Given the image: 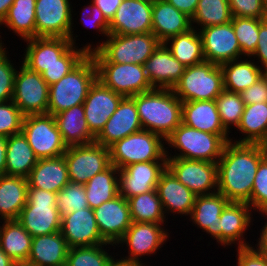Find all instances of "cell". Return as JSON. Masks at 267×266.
I'll return each instance as SVG.
<instances>
[{"mask_svg": "<svg viewBox=\"0 0 267 266\" xmlns=\"http://www.w3.org/2000/svg\"><path fill=\"white\" fill-rule=\"evenodd\" d=\"M266 155V145L227 142L217 162V192L230 202L247 203L259 163Z\"/></svg>", "mask_w": 267, "mask_h": 266, "instance_id": "cell-1", "label": "cell"}, {"mask_svg": "<svg viewBox=\"0 0 267 266\" xmlns=\"http://www.w3.org/2000/svg\"><path fill=\"white\" fill-rule=\"evenodd\" d=\"M132 98L143 130L166 140L182 123V101L172 89L153 88Z\"/></svg>", "mask_w": 267, "mask_h": 266, "instance_id": "cell-2", "label": "cell"}, {"mask_svg": "<svg viewBox=\"0 0 267 266\" xmlns=\"http://www.w3.org/2000/svg\"><path fill=\"white\" fill-rule=\"evenodd\" d=\"M101 42V43H100ZM152 33L133 35L109 34L106 40L97 44L87 43L83 48L91 54L95 63L141 64L153 54L160 45Z\"/></svg>", "mask_w": 267, "mask_h": 266, "instance_id": "cell-3", "label": "cell"}, {"mask_svg": "<svg viewBox=\"0 0 267 266\" xmlns=\"http://www.w3.org/2000/svg\"><path fill=\"white\" fill-rule=\"evenodd\" d=\"M229 135L211 134L181 123L165 140L166 145H168L166 147V157L217 163L222 156L224 146L231 140ZM168 148L175 149V154L172 150L169 152Z\"/></svg>", "mask_w": 267, "mask_h": 266, "instance_id": "cell-4", "label": "cell"}, {"mask_svg": "<svg viewBox=\"0 0 267 266\" xmlns=\"http://www.w3.org/2000/svg\"><path fill=\"white\" fill-rule=\"evenodd\" d=\"M97 80V67L89 53L75 68L49 86L48 114L55 115L82 105L90 87Z\"/></svg>", "mask_w": 267, "mask_h": 266, "instance_id": "cell-5", "label": "cell"}, {"mask_svg": "<svg viewBox=\"0 0 267 266\" xmlns=\"http://www.w3.org/2000/svg\"><path fill=\"white\" fill-rule=\"evenodd\" d=\"M164 141L148 130L130 134L109 147L110 163L121 170L138 162L167 161Z\"/></svg>", "mask_w": 267, "mask_h": 266, "instance_id": "cell-6", "label": "cell"}, {"mask_svg": "<svg viewBox=\"0 0 267 266\" xmlns=\"http://www.w3.org/2000/svg\"><path fill=\"white\" fill-rule=\"evenodd\" d=\"M57 193L28 188L27 203L18 222L32 237L56 233L61 230V216L57 210Z\"/></svg>", "mask_w": 267, "mask_h": 266, "instance_id": "cell-7", "label": "cell"}, {"mask_svg": "<svg viewBox=\"0 0 267 266\" xmlns=\"http://www.w3.org/2000/svg\"><path fill=\"white\" fill-rule=\"evenodd\" d=\"M172 90L182 102L215 100L224 90L222 68L209 61L186 67Z\"/></svg>", "mask_w": 267, "mask_h": 266, "instance_id": "cell-8", "label": "cell"}, {"mask_svg": "<svg viewBox=\"0 0 267 266\" xmlns=\"http://www.w3.org/2000/svg\"><path fill=\"white\" fill-rule=\"evenodd\" d=\"M165 224L132 222L130 227L122 238L115 244L128 249L126 256H119L121 260L131 263L135 266H151L143 262L141 258L156 255L157 250L163 247L169 240V229H165ZM141 259V260H140Z\"/></svg>", "mask_w": 267, "mask_h": 266, "instance_id": "cell-9", "label": "cell"}, {"mask_svg": "<svg viewBox=\"0 0 267 266\" xmlns=\"http://www.w3.org/2000/svg\"><path fill=\"white\" fill-rule=\"evenodd\" d=\"M71 3L70 0H36L35 37L69 38L77 46Z\"/></svg>", "mask_w": 267, "mask_h": 266, "instance_id": "cell-10", "label": "cell"}, {"mask_svg": "<svg viewBox=\"0 0 267 266\" xmlns=\"http://www.w3.org/2000/svg\"><path fill=\"white\" fill-rule=\"evenodd\" d=\"M21 132L38 159L59 157L67 150L52 114L25 116Z\"/></svg>", "mask_w": 267, "mask_h": 266, "instance_id": "cell-11", "label": "cell"}, {"mask_svg": "<svg viewBox=\"0 0 267 266\" xmlns=\"http://www.w3.org/2000/svg\"><path fill=\"white\" fill-rule=\"evenodd\" d=\"M97 79L123 97H133L153 89L141 64L95 63Z\"/></svg>", "mask_w": 267, "mask_h": 266, "instance_id": "cell-12", "label": "cell"}, {"mask_svg": "<svg viewBox=\"0 0 267 266\" xmlns=\"http://www.w3.org/2000/svg\"><path fill=\"white\" fill-rule=\"evenodd\" d=\"M15 75L12 101L24 116L46 114L48 111L49 85L42 75L30 70L21 62Z\"/></svg>", "mask_w": 267, "mask_h": 266, "instance_id": "cell-13", "label": "cell"}, {"mask_svg": "<svg viewBox=\"0 0 267 266\" xmlns=\"http://www.w3.org/2000/svg\"><path fill=\"white\" fill-rule=\"evenodd\" d=\"M70 182L86 184L94 175L107 169L110 163V150L96 142L67 147L63 154Z\"/></svg>", "mask_w": 267, "mask_h": 266, "instance_id": "cell-14", "label": "cell"}, {"mask_svg": "<svg viewBox=\"0 0 267 266\" xmlns=\"http://www.w3.org/2000/svg\"><path fill=\"white\" fill-rule=\"evenodd\" d=\"M167 169L195 195L217 192V163L202 160L167 157Z\"/></svg>", "mask_w": 267, "mask_h": 266, "instance_id": "cell-15", "label": "cell"}, {"mask_svg": "<svg viewBox=\"0 0 267 266\" xmlns=\"http://www.w3.org/2000/svg\"><path fill=\"white\" fill-rule=\"evenodd\" d=\"M197 30L202 40L205 61L221 65L243 58L231 21Z\"/></svg>", "mask_w": 267, "mask_h": 266, "instance_id": "cell-16", "label": "cell"}, {"mask_svg": "<svg viewBox=\"0 0 267 266\" xmlns=\"http://www.w3.org/2000/svg\"><path fill=\"white\" fill-rule=\"evenodd\" d=\"M252 208L245 202H229L222 210L219 222V245L224 248L229 246L249 247L245 233L253 224ZM252 222V223H251ZM234 244V245H232Z\"/></svg>", "mask_w": 267, "mask_h": 266, "instance_id": "cell-17", "label": "cell"}, {"mask_svg": "<svg viewBox=\"0 0 267 266\" xmlns=\"http://www.w3.org/2000/svg\"><path fill=\"white\" fill-rule=\"evenodd\" d=\"M167 161H149L130 164L119 170V194L127 200L156 189Z\"/></svg>", "mask_w": 267, "mask_h": 266, "instance_id": "cell-18", "label": "cell"}, {"mask_svg": "<svg viewBox=\"0 0 267 266\" xmlns=\"http://www.w3.org/2000/svg\"><path fill=\"white\" fill-rule=\"evenodd\" d=\"M101 237L115 245L130 227L132 220L128 200L120 194L93 209Z\"/></svg>", "mask_w": 267, "mask_h": 266, "instance_id": "cell-19", "label": "cell"}, {"mask_svg": "<svg viewBox=\"0 0 267 266\" xmlns=\"http://www.w3.org/2000/svg\"><path fill=\"white\" fill-rule=\"evenodd\" d=\"M123 96L105 87L98 79L90 87L83 103L90 133L96 138L116 111Z\"/></svg>", "mask_w": 267, "mask_h": 266, "instance_id": "cell-20", "label": "cell"}, {"mask_svg": "<svg viewBox=\"0 0 267 266\" xmlns=\"http://www.w3.org/2000/svg\"><path fill=\"white\" fill-rule=\"evenodd\" d=\"M27 43L22 62L30 70L42 74L54 64H62V55L73 45L69 38L35 37Z\"/></svg>", "mask_w": 267, "mask_h": 266, "instance_id": "cell-21", "label": "cell"}, {"mask_svg": "<svg viewBox=\"0 0 267 266\" xmlns=\"http://www.w3.org/2000/svg\"><path fill=\"white\" fill-rule=\"evenodd\" d=\"M153 5L139 0H122L109 22V34L133 35L152 30Z\"/></svg>", "mask_w": 267, "mask_h": 266, "instance_id": "cell-22", "label": "cell"}, {"mask_svg": "<svg viewBox=\"0 0 267 266\" xmlns=\"http://www.w3.org/2000/svg\"><path fill=\"white\" fill-rule=\"evenodd\" d=\"M60 232L69 248L107 243L101 237L93 209L90 207L63 216Z\"/></svg>", "mask_w": 267, "mask_h": 266, "instance_id": "cell-23", "label": "cell"}, {"mask_svg": "<svg viewBox=\"0 0 267 266\" xmlns=\"http://www.w3.org/2000/svg\"><path fill=\"white\" fill-rule=\"evenodd\" d=\"M143 130L137 106L132 97H123L116 111L106 122L95 142L110 147L116 141Z\"/></svg>", "mask_w": 267, "mask_h": 266, "instance_id": "cell-24", "label": "cell"}, {"mask_svg": "<svg viewBox=\"0 0 267 266\" xmlns=\"http://www.w3.org/2000/svg\"><path fill=\"white\" fill-rule=\"evenodd\" d=\"M185 68L164 43H160L144 63L146 76L151 86L159 89H173L181 79Z\"/></svg>", "mask_w": 267, "mask_h": 266, "instance_id": "cell-25", "label": "cell"}, {"mask_svg": "<svg viewBox=\"0 0 267 266\" xmlns=\"http://www.w3.org/2000/svg\"><path fill=\"white\" fill-rule=\"evenodd\" d=\"M156 190L167 219L169 214L190 216L197 195L178 181L167 168L161 174Z\"/></svg>", "mask_w": 267, "mask_h": 266, "instance_id": "cell-26", "label": "cell"}, {"mask_svg": "<svg viewBox=\"0 0 267 266\" xmlns=\"http://www.w3.org/2000/svg\"><path fill=\"white\" fill-rule=\"evenodd\" d=\"M230 201L221 193L196 196L189 221L216 240L219 245V220L222 210Z\"/></svg>", "mask_w": 267, "mask_h": 266, "instance_id": "cell-27", "label": "cell"}, {"mask_svg": "<svg viewBox=\"0 0 267 266\" xmlns=\"http://www.w3.org/2000/svg\"><path fill=\"white\" fill-rule=\"evenodd\" d=\"M190 29H192L191 18L166 0H159L153 5L151 32L161 43Z\"/></svg>", "mask_w": 267, "mask_h": 266, "instance_id": "cell-28", "label": "cell"}, {"mask_svg": "<svg viewBox=\"0 0 267 266\" xmlns=\"http://www.w3.org/2000/svg\"><path fill=\"white\" fill-rule=\"evenodd\" d=\"M69 251L61 232L32 238L27 264L30 266H65Z\"/></svg>", "mask_w": 267, "mask_h": 266, "instance_id": "cell-29", "label": "cell"}, {"mask_svg": "<svg viewBox=\"0 0 267 266\" xmlns=\"http://www.w3.org/2000/svg\"><path fill=\"white\" fill-rule=\"evenodd\" d=\"M27 179L28 188L58 193L70 182L64 155L55 158L39 159Z\"/></svg>", "mask_w": 267, "mask_h": 266, "instance_id": "cell-30", "label": "cell"}, {"mask_svg": "<svg viewBox=\"0 0 267 266\" xmlns=\"http://www.w3.org/2000/svg\"><path fill=\"white\" fill-rule=\"evenodd\" d=\"M182 123L211 134H230L222 125L215 100L182 102Z\"/></svg>", "mask_w": 267, "mask_h": 266, "instance_id": "cell-31", "label": "cell"}, {"mask_svg": "<svg viewBox=\"0 0 267 266\" xmlns=\"http://www.w3.org/2000/svg\"><path fill=\"white\" fill-rule=\"evenodd\" d=\"M63 142L69 146L95 142L85 119L84 106L77 105L53 115Z\"/></svg>", "mask_w": 267, "mask_h": 266, "instance_id": "cell-32", "label": "cell"}, {"mask_svg": "<svg viewBox=\"0 0 267 266\" xmlns=\"http://www.w3.org/2000/svg\"><path fill=\"white\" fill-rule=\"evenodd\" d=\"M28 179L0 176V221L17 220L27 203Z\"/></svg>", "mask_w": 267, "mask_h": 266, "instance_id": "cell-33", "label": "cell"}, {"mask_svg": "<svg viewBox=\"0 0 267 266\" xmlns=\"http://www.w3.org/2000/svg\"><path fill=\"white\" fill-rule=\"evenodd\" d=\"M236 130L243 137H239V139L232 137L231 142L267 146V102L245 105Z\"/></svg>", "mask_w": 267, "mask_h": 266, "instance_id": "cell-34", "label": "cell"}, {"mask_svg": "<svg viewBox=\"0 0 267 266\" xmlns=\"http://www.w3.org/2000/svg\"><path fill=\"white\" fill-rule=\"evenodd\" d=\"M220 66L223 71L224 89L235 93L246 90L265 73L251 57L228 61Z\"/></svg>", "mask_w": 267, "mask_h": 266, "instance_id": "cell-35", "label": "cell"}, {"mask_svg": "<svg viewBox=\"0 0 267 266\" xmlns=\"http://www.w3.org/2000/svg\"><path fill=\"white\" fill-rule=\"evenodd\" d=\"M38 160L22 132L7 138L6 175L27 178Z\"/></svg>", "mask_w": 267, "mask_h": 266, "instance_id": "cell-36", "label": "cell"}, {"mask_svg": "<svg viewBox=\"0 0 267 266\" xmlns=\"http://www.w3.org/2000/svg\"><path fill=\"white\" fill-rule=\"evenodd\" d=\"M3 222V223H2ZM0 248L15 262L26 263L32 236L18 220L0 221Z\"/></svg>", "mask_w": 267, "mask_h": 266, "instance_id": "cell-37", "label": "cell"}, {"mask_svg": "<svg viewBox=\"0 0 267 266\" xmlns=\"http://www.w3.org/2000/svg\"><path fill=\"white\" fill-rule=\"evenodd\" d=\"M86 198L91 209L99 207L119 195V169L110 165L85 184Z\"/></svg>", "mask_w": 267, "mask_h": 266, "instance_id": "cell-38", "label": "cell"}, {"mask_svg": "<svg viewBox=\"0 0 267 266\" xmlns=\"http://www.w3.org/2000/svg\"><path fill=\"white\" fill-rule=\"evenodd\" d=\"M35 6L36 0H14L0 27L5 25L22 41L35 38Z\"/></svg>", "mask_w": 267, "mask_h": 266, "instance_id": "cell-39", "label": "cell"}, {"mask_svg": "<svg viewBox=\"0 0 267 266\" xmlns=\"http://www.w3.org/2000/svg\"><path fill=\"white\" fill-rule=\"evenodd\" d=\"M164 44L185 67L205 61L203 44L197 29L192 28L186 33L173 36L166 40Z\"/></svg>", "mask_w": 267, "mask_h": 266, "instance_id": "cell-40", "label": "cell"}, {"mask_svg": "<svg viewBox=\"0 0 267 266\" xmlns=\"http://www.w3.org/2000/svg\"><path fill=\"white\" fill-rule=\"evenodd\" d=\"M128 203L132 222L157 224L168 222L156 189L133 196L128 199Z\"/></svg>", "mask_w": 267, "mask_h": 266, "instance_id": "cell-41", "label": "cell"}, {"mask_svg": "<svg viewBox=\"0 0 267 266\" xmlns=\"http://www.w3.org/2000/svg\"><path fill=\"white\" fill-rule=\"evenodd\" d=\"M231 20L232 13L228 0H199L194 16L191 18V25L194 29H202L226 24Z\"/></svg>", "mask_w": 267, "mask_h": 266, "instance_id": "cell-42", "label": "cell"}, {"mask_svg": "<svg viewBox=\"0 0 267 266\" xmlns=\"http://www.w3.org/2000/svg\"><path fill=\"white\" fill-rule=\"evenodd\" d=\"M109 246H113V249L116 248L115 245L110 243L89 247L69 248L65 266H108L116 257L115 252H109L111 251ZM107 248H109V250H107Z\"/></svg>", "mask_w": 267, "mask_h": 266, "instance_id": "cell-43", "label": "cell"}, {"mask_svg": "<svg viewBox=\"0 0 267 266\" xmlns=\"http://www.w3.org/2000/svg\"><path fill=\"white\" fill-rule=\"evenodd\" d=\"M215 102L223 127L231 133V127L237 128L244 112L245 104L240 93L224 89L215 99Z\"/></svg>", "mask_w": 267, "mask_h": 266, "instance_id": "cell-44", "label": "cell"}, {"mask_svg": "<svg viewBox=\"0 0 267 266\" xmlns=\"http://www.w3.org/2000/svg\"><path fill=\"white\" fill-rule=\"evenodd\" d=\"M264 19L232 17L231 23L243 57H251L258 42L259 25Z\"/></svg>", "mask_w": 267, "mask_h": 266, "instance_id": "cell-45", "label": "cell"}, {"mask_svg": "<svg viewBox=\"0 0 267 266\" xmlns=\"http://www.w3.org/2000/svg\"><path fill=\"white\" fill-rule=\"evenodd\" d=\"M57 210L61 216L88 208L84 184L69 182L57 193Z\"/></svg>", "mask_w": 267, "mask_h": 266, "instance_id": "cell-46", "label": "cell"}, {"mask_svg": "<svg viewBox=\"0 0 267 266\" xmlns=\"http://www.w3.org/2000/svg\"><path fill=\"white\" fill-rule=\"evenodd\" d=\"M89 53L82 47L72 45L63 55L62 64L48 67L41 75L49 86L75 68Z\"/></svg>", "mask_w": 267, "mask_h": 266, "instance_id": "cell-47", "label": "cell"}, {"mask_svg": "<svg viewBox=\"0 0 267 266\" xmlns=\"http://www.w3.org/2000/svg\"><path fill=\"white\" fill-rule=\"evenodd\" d=\"M10 58L7 46H0V102L11 101L14 94L17 67Z\"/></svg>", "mask_w": 267, "mask_h": 266, "instance_id": "cell-48", "label": "cell"}, {"mask_svg": "<svg viewBox=\"0 0 267 266\" xmlns=\"http://www.w3.org/2000/svg\"><path fill=\"white\" fill-rule=\"evenodd\" d=\"M24 115L14 102H0V136L9 137L21 133Z\"/></svg>", "mask_w": 267, "mask_h": 266, "instance_id": "cell-49", "label": "cell"}, {"mask_svg": "<svg viewBox=\"0 0 267 266\" xmlns=\"http://www.w3.org/2000/svg\"><path fill=\"white\" fill-rule=\"evenodd\" d=\"M256 213L267 210V155L260 161L252 187L250 200L247 202Z\"/></svg>", "mask_w": 267, "mask_h": 266, "instance_id": "cell-50", "label": "cell"}, {"mask_svg": "<svg viewBox=\"0 0 267 266\" xmlns=\"http://www.w3.org/2000/svg\"><path fill=\"white\" fill-rule=\"evenodd\" d=\"M232 17L267 19L265 0H228Z\"/></svg>", "mask_w": 267, "mask_h": 266, "instance_id": "cell-51", "label": "cell"}, {"mask_svg": "<svg viewBox=\"0 0 267 266\" xmlns=\"http://www.w3.org/2000/svg\"><path fill=\"white\" fill-rule=\"evenodd\" d=\"M81 15L80 22L81 24L86 25L87 29H94L96 33L101 34L100 36H104L107 39L109 35V22L103 16L102 11L90 1V5L88 2L87 6H83L82 12L79 13ZM89 21V22H88ZM88 24V25H87Z\"/></svg>", "mask_w": 267, "mask_h": 266, "instance_id": "cell-52", "label": "cell"}, {"mask_svg": "<svg viewBox=\"0 0 267 266\" xmlns=\"http://www.w3.org/2000/svg\"><path fill=\"white\" fill-rule=\"evenodd\" d=\"M241 98L245 105L267 102V73L241 93Z\"/></svg>", "mask_w": 267, "mask_h": 266, "instance_id": "cell-53", "label": "cell"}, {"mask_svg": "<svg viewBox=\"0 0 267 266\" xmlns=\"http://www.w3.org/2000/svg\"><path fill=\"white\" fill-rule=\"evenodd\" d=\"M236 266H267V257L258 253L252 246L236 248Z\"/></svg>", "mask_w": 267, "mask_h": 266, "instance_id": "cell-54", "label": "cell"}, {"mask_svg": "<svg viewBox=\"0 0 267 266\" xmlns=\"http://www.w3.org/2000/svg\"><path fill=\"white\" fill-rule=\"evenodd\" d=\"M258 42L255 52L251 56L266 73H267V19H264L259 25ZM257 58V59H255Z\"/></svg>", "mask_w": 267, "mask_h": 266, "instance_id": "cell-55", "label": "cell"}, {"mask_svg": "<svg viewBox=\"0 0 267 266\" xmlns=\"http://www.w3.org/2000/svg\"><path fill=\"white\" fill-rule=\"evenodd\" d=\"M101 11L108 22L112 20L122 0H90Z\"/></svg>", "mask_w": 267, "mask_h": 266, "instance_id": "cell-56", "label": "cell"}, {"mask_svg": "<svg viewBox=\"0 0 267 266\" xmlns=\"http://www.w3.org/2000/svg\"><path fill=\"white\" fill-rule=\"evenodd\" d=\"M172 4L177 10L185 13L188 17L192 18L196 11L199 0H166Z\"/></svg>", "mask_w": 267, "mask_h": 266, "instance_id": "cell-57", "label": "cell"}, {"mask_svg": "<svg viewBox=\"0 0 267 266\" xmlns=\"http://www.w3.org/2000/svg\"><path fill=\"white\" fill-rule=\"evenodd\" d=\"M258 214L261 215V218L264 216V218L267 219V210L258 212ZM259 232H260V237L257 239V243L255 244L256 248L254 246L252 247L258 253L267 257V221L265 222V224L263 225V227L260 229Z\"/></svg>", "mask_w": 267, "mask_h": 266, "instance_id": "cell-58", "label": "cell"}, {"mask_svg": "<svg viewBox=\"0 0 267 266\" xmlns=\"http://www.w3.org/2000/svg\"><path fill=\"white\" fill-rule=\"evenodd\" d=\"M7 137L0 136V176L5 175Z\"/></svg>", "mask_w": 267, "mask_h": 266, "instance_id": "cell-59", "label": "cell"}, {"mask_svg": "<svg viewBox=\"0 0 267 266\" xmlns=\"http://www.w3.org/2000/svg\"><path fill=\"white\" fill-rule=\"evenodd\" d=\"M13 2L14 0H0V23L6 17L8 10Z\"/></svg>", "mask_w": 267, "mask_h": 266, "instance_id": "cell-60", "label": "cell"}, {"mask_svg": "<svg viewBox=\"0 0 267 266\" xmlns=\"http://www.w3.org/2000/svg\"><path fill=\"white\" fill-rule=\"evenodd\" d=\"M16 262L12 260L1 248H0V266H13Z\"/></svg>", "mask_w": 267, "mask_h": 266, "instance_id": "cell-61", "label": "cell"}, {"mask_svg": "<svg viewBox=\"0 0 267 266\" xmlns=\"http://www.w3.org/2000/svg\"><path fill=\"white\" fill-rule=\"evenodd\" d=\"M108 266H135L131 263H128L126 261H123L121 259H117V258H114L109 264Z\"/></svg>", "mask_w": 267, "mask_h": 266, "instance_id": "cell-62", "label": "cell"}, {"mask_svg": "<svg viewBox=\"0 0 267 266\" xmlns=\"http://www.w3.org/2000/svg\"><path fill=\"white\" fill-rule=\"evenodd\" d=\"M139 1L146 2V3H149V4L154 5V4H155L156 2H158L159 0H139Z\"/></svg>", "mask_w": 267, "mask_h": 266, "instance_id": "cell-63", "label": "cell"}, {"mask_svg": "<svg viewBox=\"0 0 267 266\" xmlns=\"http://www.w3.org/2000/svg\"><path fill=\"white\" fill-rule=\"evenodd\" d=\"M13 266H30V265H28L27 263L16 262Z\"/></svg>", "mask_w": 267, "mask_h": 266, "instance_id": "cell-64", "label": "cell"}, {"mask_svg": "<svg viewBox=\"0 0 267 266\" xmlns=\"http://www.w3.org/2000/svg\"><path fill=\"white\" fill-rule=\"evenodd\" d=\"M0 46H5V43L2 41L1 35H0Z\"/></svg>", "mask_w": 267, "mask_h": 266, "instance_id": "cell-65", "label": "cell"}]
</instances>
